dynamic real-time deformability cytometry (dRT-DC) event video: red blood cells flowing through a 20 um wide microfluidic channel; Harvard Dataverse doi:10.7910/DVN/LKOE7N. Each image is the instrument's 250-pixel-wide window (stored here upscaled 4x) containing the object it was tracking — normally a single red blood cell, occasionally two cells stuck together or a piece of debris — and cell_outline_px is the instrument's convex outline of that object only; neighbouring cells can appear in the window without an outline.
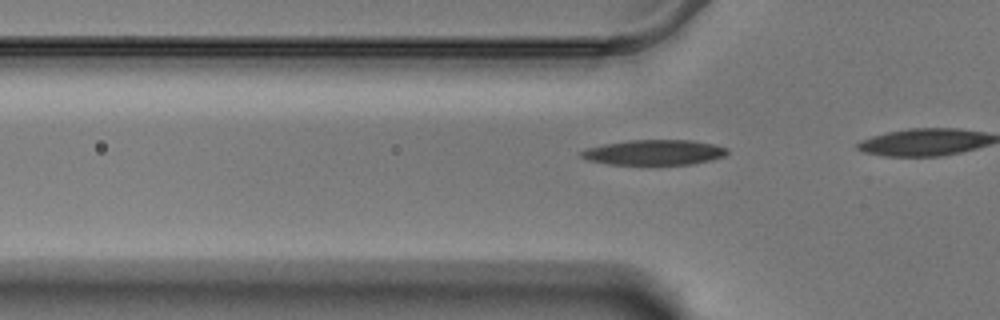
{"species": "Egyptian fruit bat (a non-hibernating species)", "species_latin": "Rousettus aegyptiacus", "temperature_condition": "warm", "stored_images_in_passage": 8, "camera_frame_rate_fps": 3000, "um_per_image_px": 0.085, "animal": {"sex": "male"}, "frame": {"image": 1, "passage_image": 5, "time_ms": 1.333, "image_size_px": [1000, 320], "cell_outline_px": [[728, 152], [724, 156], [712, 160], [692, 164], [608, 164], [588, 160], [580, 156], [580, 152], [584, 148], [604, 144], [628, 140], [692, 140], [716, 144], [728, 148]], "centroid_in_image_um": [55.61, 12.94], "position_along_channel_um": 70.2, "area_um2": 21.56}}